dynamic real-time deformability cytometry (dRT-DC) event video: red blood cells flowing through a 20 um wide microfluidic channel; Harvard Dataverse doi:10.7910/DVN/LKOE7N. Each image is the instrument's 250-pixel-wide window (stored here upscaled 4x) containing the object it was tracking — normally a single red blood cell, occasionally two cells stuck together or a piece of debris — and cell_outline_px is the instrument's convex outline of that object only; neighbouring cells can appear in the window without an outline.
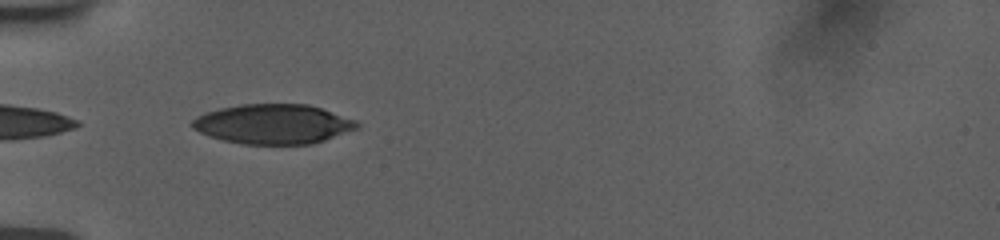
{"species": "human", "species_latin": "Homo sapiens", "temperature_condition": "room temperature", "stored_images_in_passage": 37, "camera_frame_rate_fps": 3000, "um_per_image_px": 0.085, "donor": {"sex": "female"}, "frame": {"image": 1, "passage_image": 1, "time_ms": 0.0, "image_size_px": [1000, 240], "cell_outline_px": [[360, 128], [312, 144], [244, 144], [224, 140], [208, 136], [192, 128], [192, 120], [196, 116], [204, 112], [220, 108], [240, 104], [308, 104], [356, 120], [360, 124]], "centroid_in_image_um": [23.21, 10.54], "position_along_channel_um": 61.8, "area_um2": 38.15}}
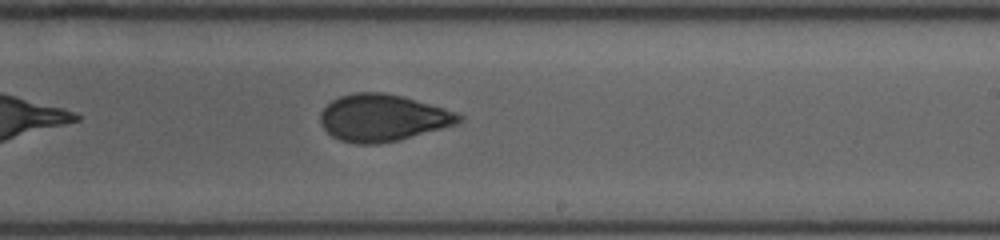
{"frame": {"image": 2, "passage_image": 17, "time_ms": 5.333, "image_size_px": [1000, 240], "cell_outline_px": [[464, 116], [456, 124], [400, 140], [376, 144], [356, 144], [340, 140], [332, 136], [320, 124], [320, 112], [332, 100], [340, 96], [352, 92], [384, 92], [404, 96], [444, 108], [456, 112]], "centroid_in_image_um": [32.51, 10.01], "position_along_channel_um": 256.5, "area_um2": 37.97}}
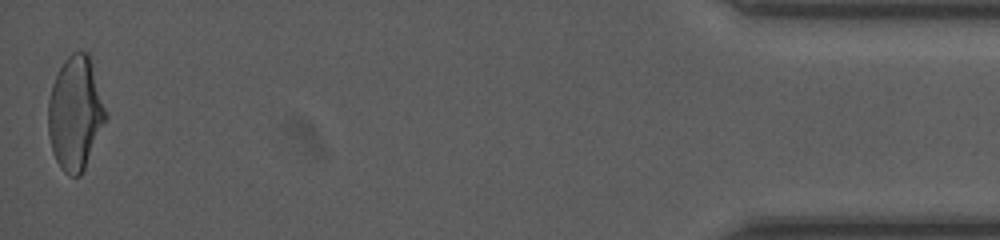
{"frame": {"image": 3, "passage_image": 37, "time_ms": 12.0, "image_size_px": [1000, 240], "cell_outline_px": [[108, 116], [84, 168], [80, 176], [68, 176], [60, 168], [52, 152], [48, 132], [48, 100], [52, 84], [64, 60], [72, 52], [88, 52], [92, 56], [108, 112]], "centroid_in_image_um": [6.43, 9.58], "position_along_channel_um": 428.8, "area_um2": 38.73}, "authors_computed_cell_mechanics": {"area_um2": 37.7434, "velocity_mm_per_s": 3.7749, "shape_relaxation_time_tau1_ms": null, "shape_relaxation_time_tau2_ms": 1.4209, "deformation_change_tau1": null, "deformation_change_tau2": 0.0655}}